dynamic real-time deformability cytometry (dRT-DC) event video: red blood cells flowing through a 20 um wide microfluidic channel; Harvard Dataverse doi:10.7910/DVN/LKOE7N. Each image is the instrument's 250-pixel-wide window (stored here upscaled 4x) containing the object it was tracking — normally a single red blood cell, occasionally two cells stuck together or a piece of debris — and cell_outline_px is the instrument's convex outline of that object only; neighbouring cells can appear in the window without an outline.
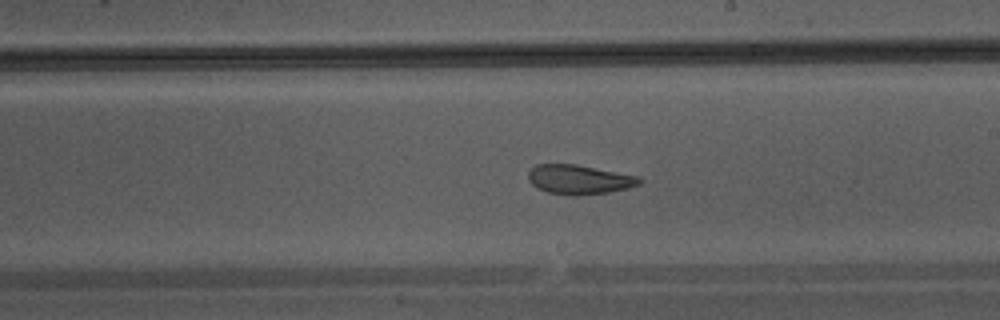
{"species": "Egyptian fruit bat (a non-hibernating species)", "species_latin": "Rousettus aegyptiacus", "temperature_condition": "warm", "stored_images_in_passage": 45, "camera_frame_rate_fps": 3000, "um_per_image_px": 0.085, "animal": {"sex": "male"}, "frame": {"image": 1, "passage_image": 26, "time_ms": 8.333, "image_size_px": [1000, 320], "cell_outline_px": [[644, 180], [640, 184], [628, 188], [608, 192], [576, 196], [568, 196], [548, 192], [536, 188], [528, 180], [528, 172], [536, 164], [576, 164], [640, 176]], "centroid_in_image_um": [49.24, 15.26], "position_along_channel_um": 239.8, "area_um2": 19.31}}